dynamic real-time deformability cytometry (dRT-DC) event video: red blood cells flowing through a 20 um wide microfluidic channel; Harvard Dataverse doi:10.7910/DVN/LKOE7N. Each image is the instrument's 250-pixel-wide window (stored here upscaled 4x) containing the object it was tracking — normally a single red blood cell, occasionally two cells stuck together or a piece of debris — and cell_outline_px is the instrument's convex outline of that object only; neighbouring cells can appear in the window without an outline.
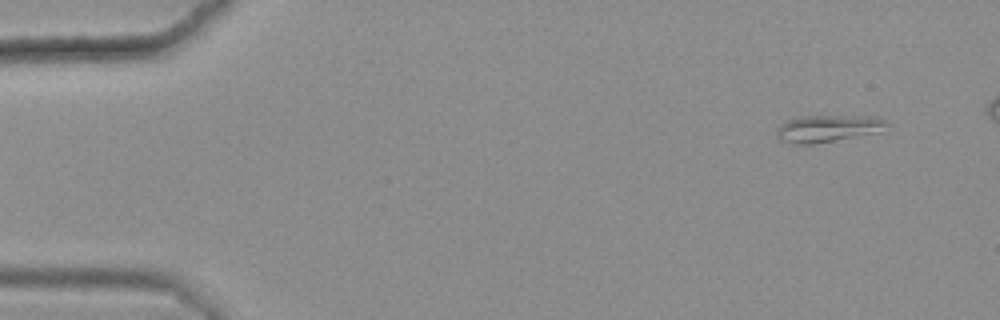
{"species": "common noctule bat (a hibernating species)", "species_latin": "Nyctalus noctula", "temperature_condition": "warm", "stored_images_in_passage": 47, "camera_frame_rate_fps": 3000, "um_per_image_px": 0.085, "animal": {"sex": "female", "body_mass_g": 25.1}, "frame": {"image": 1, "passage_image": 1, "time_ms": 0.0, "image_size_px": [1000, 320], "cell_outline_px": [[888, 128], [880, 132], [812, 144], [796, 144], [780, 140], [776, 136], [776, 128], [780, 124], [788, 120], [800, 116], [864, 116], [884, 120], [888, 124]], "centroid_in_image_um": [70.33, 10.92], "position_along_channel_um": 14.7, "area_um2": 17.22}}
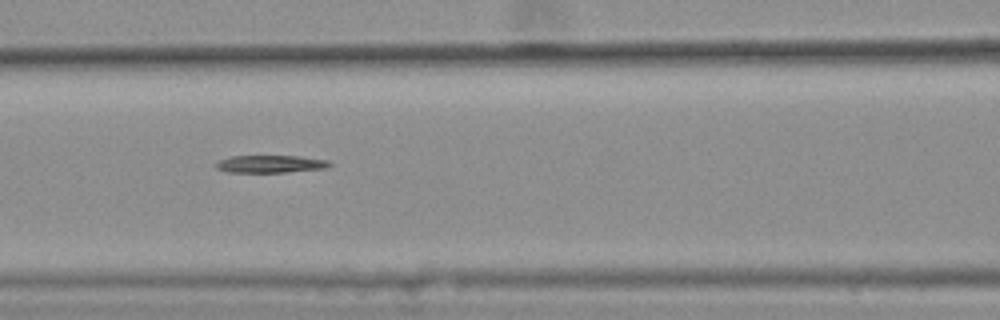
{"frame": {"image": 2, "passage_image": 21, "time_ms": 6.667, "image_size_px": [1000, 320], "cell_outline_px": [[332, 164], [324, 168], [284, 172], [224, 172], [216, 168], [212, 164], [220, 160], [232, 156], [300, 156], [328, 160]], "centroid_in_image_um": [22.92, 13.93], "position_along_channel_um": 143.7, "area_um2": 11.56}}
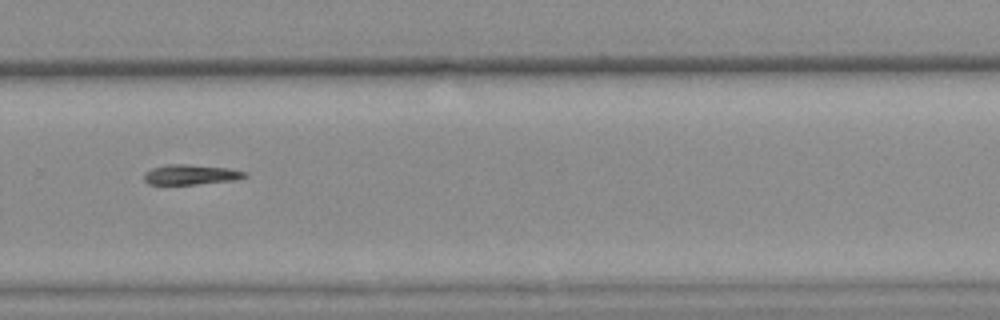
{"frame": {"image": 3, "passage_image": 35, "time_ms": 11.333, "image_size_px": [1000, 320], "cell_outline_px": [[248, 176], [232, 180], [196, 184], [148, 184], [144, 180], [144, 172], [152, 168], [168, 164], [188, 164], [228, 168], [248, 172]], "centroid_in_image_um": [16.2, 14.83], "position_along_channel_um": 313.6, "area_um2": 11.73}}